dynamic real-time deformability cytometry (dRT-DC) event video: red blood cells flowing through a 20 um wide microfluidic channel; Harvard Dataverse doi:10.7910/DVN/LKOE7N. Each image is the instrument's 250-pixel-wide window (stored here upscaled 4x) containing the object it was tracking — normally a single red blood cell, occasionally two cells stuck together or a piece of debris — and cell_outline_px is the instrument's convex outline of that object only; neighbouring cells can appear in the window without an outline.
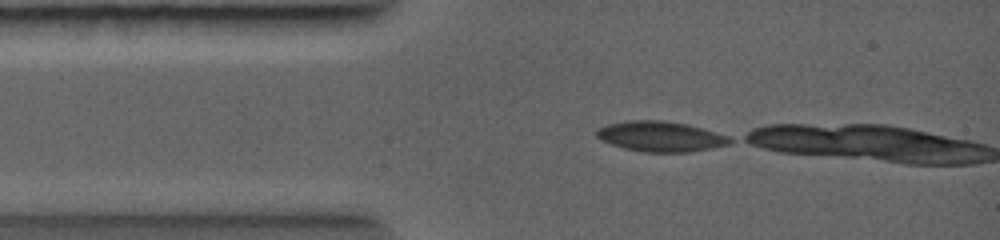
{"species": "common noctule bat (a hibernating species)", "species_latin": "Nyctalus noctula", "temperature_condition": "warm", "stored_images_in_passage": 6, "camera_frame_rate_fps": 5000, "um_per_image_px": 0.085, "animal": {"sex": "female", "body_mass_g": 19.0, "forearm_length_mm": 56.7}, "frame": {"image": 1, "passage_image": 1, "time_ms": 0.0, "image_size_px": [1000, 240], "cell_outline_px": [[732, 140], [724, 144], [684, 152], [648, 152], [628, 148], [604, 140], [596, 136], [596, 132], [600, 128], [608, 124], [628, 120], [664, 120], [688, 124], [728, 136]], "centroid_in_image_um": [56.12, 11.56], "position_along_channel_um": 28.9, "area_um2": 22.54}}